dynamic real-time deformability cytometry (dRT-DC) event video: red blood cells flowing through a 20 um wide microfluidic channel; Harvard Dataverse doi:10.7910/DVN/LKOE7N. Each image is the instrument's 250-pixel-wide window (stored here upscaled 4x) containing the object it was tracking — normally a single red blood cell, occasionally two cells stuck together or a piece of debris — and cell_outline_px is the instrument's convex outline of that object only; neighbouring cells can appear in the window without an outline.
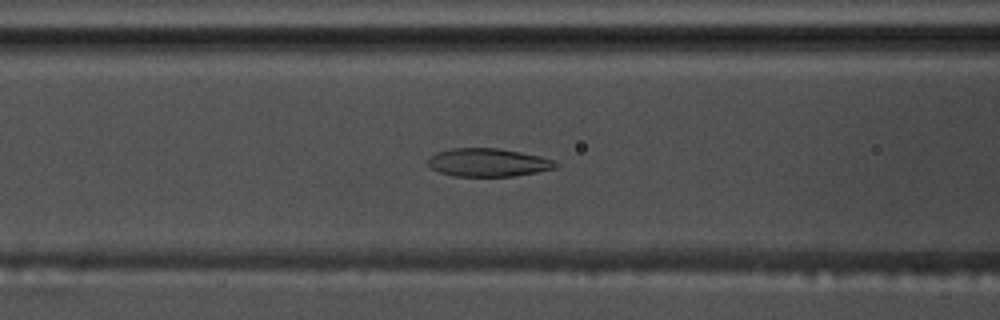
{"species": "common noctule bat (a hibernating species)", "species_latin": "Nyctalus noctula", "temperature_condition": "warm", "stored_images_in_passage": 47, "camera_frame_rate_fps": 3000, "um_per_image_px": 0.085, "animal": {"sex": "male", "body_mass_g": 17.5, "forearm_length_mm": 52.3}, "frame": {"image": 1, "passage_image": 14, "time_ms": 4.333, "image_size_px": [1000, 320], "cell_outline_px": [[560, 164], [556, 168], [536, 172], [512, 176], [456, 176], [440, 172], [432, 168], [428, 164], [428, 160], [436, 152], [452, 148], [496, 148], [520, 152], [540, 156], [552, 160]], "centroid_in_image_um": [41.5, 13.81], "position_along_channel_um": 125.1, "area_um2": 20.75}}
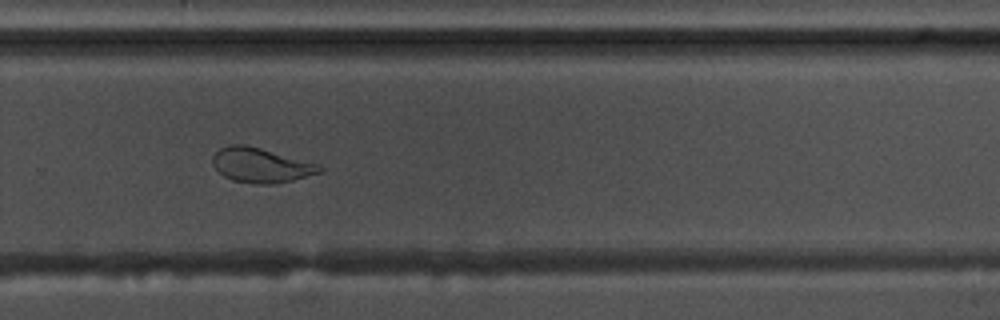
{"frame": {"image": 2, "passage_image": 29, "time_ms": 9.333, "image_size_px": [1000, 320], "cell_outline_px": [[324, 168], [320, 172], [292, 180], [272, 184], [256, 184], [232, 180], [224, 176], [212, 164], [212, 156], [220, 148], [228, 144], [244, 144], [260, 148], [320, 164]], "centroid_in_image_um": [22.16, 14.04], "position_along_channel_um": 307.6, "area_um2": 21.5}}
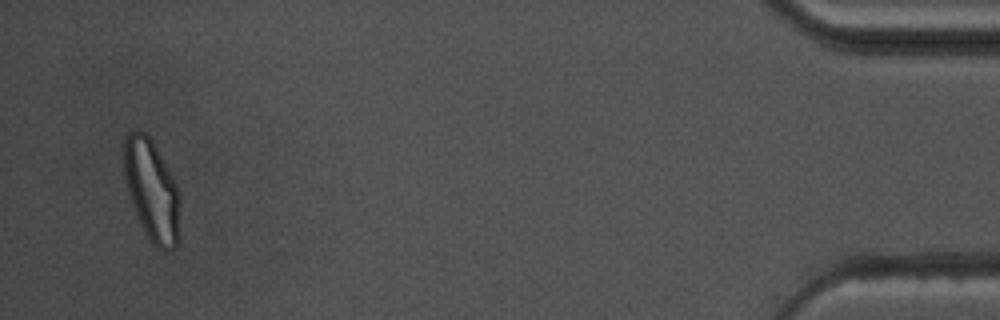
{"frame": {"image": 3, "passage_image": 45, "time_ms": 14.667, "image_size_px": [1000, 320], "cell_outline_px": [[180, 240], [176, 248], [168, 252], [164, 252], [156, 248], [148, 240], [136, 216], [128, 192], [124, 176], [124, 136], [128, 132], [136, 128], [144, 132], [152, 140], [172, 176], [180, 192]], "centroid_in_image_um": [12.92, 16.25], "position_along_channel_um": 422.3, "area_um2": 33.99}, "authors_computed_cell_mechanics": {"area_um2": 23.0044, "velocity_mm_per_s": 3.6595, "shape_relaxation_time_tau1_ms": 7.6402, "shape_relaxation_time_tau2_ms": 1.9351, "deformation_change_tau1": 0.2058, "deformation_change_tau2": 0.0631}}